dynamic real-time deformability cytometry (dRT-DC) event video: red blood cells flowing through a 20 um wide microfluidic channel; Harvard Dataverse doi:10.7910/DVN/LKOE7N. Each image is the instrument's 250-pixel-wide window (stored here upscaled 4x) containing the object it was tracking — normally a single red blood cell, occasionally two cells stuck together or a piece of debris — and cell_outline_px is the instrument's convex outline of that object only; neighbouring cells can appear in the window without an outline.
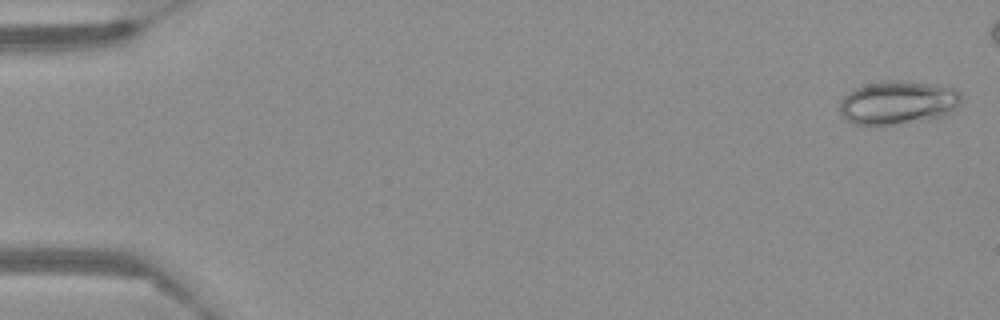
{"species": "Egyptian fruit bat (a non-hibernating species)", "species_latin": "Rousettus aegyptiacus", "temperature_condition": "warm", "stored_images_in_passage": 53, "camera_frame_rate_fps": 3000, "um_per_image_px": 0.085, "frame": {"image": 1, "passage_image": 2, "time_ms": 0.333, "image_size_px": [1000, 320], "cell_outline_px": [[964, 100], [948, 116], [928, 120], [880, 128], [852, 124], [840, 112], [840, 100], [848, 92], [856, 88], [880, 80], [888, 80], [928, 84], [956, 88], [960, 92]], "centroid_in_image_um": [76.35, 8.78], "position_along_channel_um": 8.7, "area_um2": 31.85}}
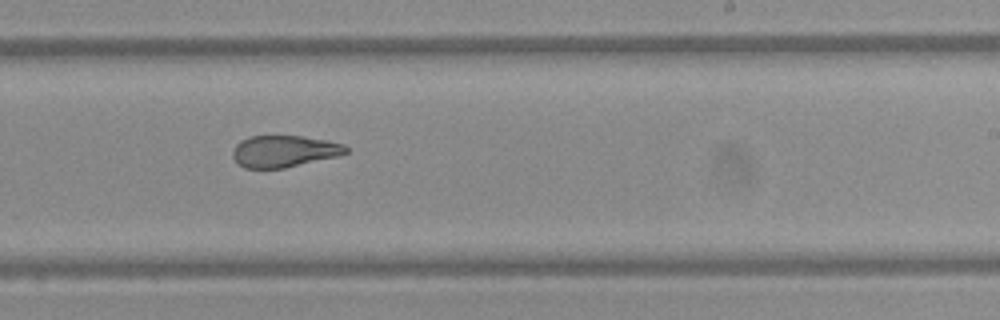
{"frame": {"image": 2, "passage_image": 37, "time_ms": 12.0, "image_size_px": [1000, 320], "cell_outline_px": [[348, 152], [336, 156], [284, 168], [244, 168], [232, 156], [232, 152], [236, 144], [240, 140], [248, 136], [300, 136], [324, 140], [344, 144], [348, 148]], "centroid_in_image_um": [24.11, 12.85], "position_along_channel_um": 264.9, "area_um2": 20.69}}
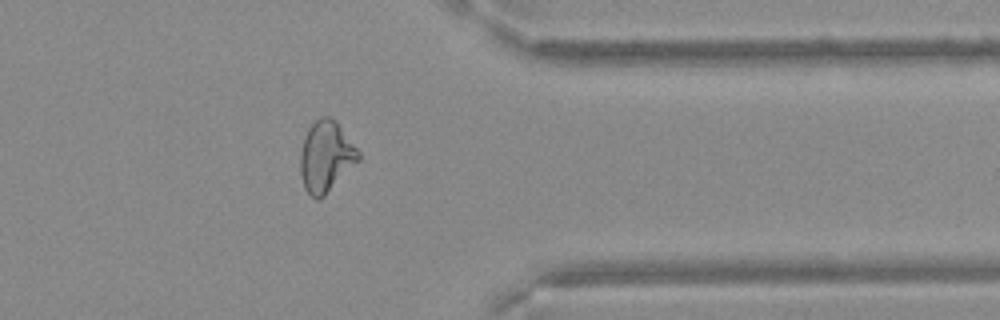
{"frame": {"image": 3, "passage_image": 48, "time_ms": 15.667, "image_size_px": [1000, 320], "cell_outline_px": [[360, 160], [320, 200], [316, 200], [304, 188], [300, 172], [300, 152], [304, 136], [308, 128], [320, 116], [328, 116], [336, 120], [360, 152]], "centroid_in_image_um": [27.7, 13.3], "position_along_channel_um": 383.7, "area_um2": 24.16}}